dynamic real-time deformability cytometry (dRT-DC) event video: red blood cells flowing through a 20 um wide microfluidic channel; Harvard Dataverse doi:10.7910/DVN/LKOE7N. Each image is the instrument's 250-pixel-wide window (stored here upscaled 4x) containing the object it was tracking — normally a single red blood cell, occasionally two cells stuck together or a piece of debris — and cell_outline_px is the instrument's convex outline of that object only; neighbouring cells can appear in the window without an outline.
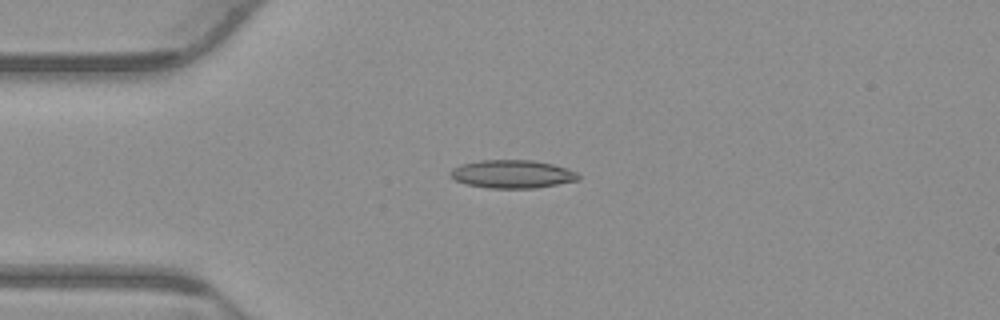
{"species": "common noctule bat (a hibernating species)", "species_latin": "Nyctalus noctula", "temperature_condition": "warm", "stored_images_in_passage": 53, "camera_frame_rate_fps": 3000, "um_per_image_px": 0.085, "animal": {"sex": "male", "body_mass_g": 23.1, "forearm_length_mm": 52.7}, "frame": {"image": 1, "passage_image": 13, "time_ms": 4.0, "image_size_px": [1000, 320], "cell_outline_px": [[580, 180], [536, 188], [488, 188], [468, 184], [456, 180], [448, 176], [448, 172], [452, 168], [460, 164], [480, 160], [532, 160], [552, 164], [576, 172], [580, 176]], "centroid_in_image_um": [43.51, 14.79], "position_along_channel_um": 41.5, "area_um2": 21.04}}
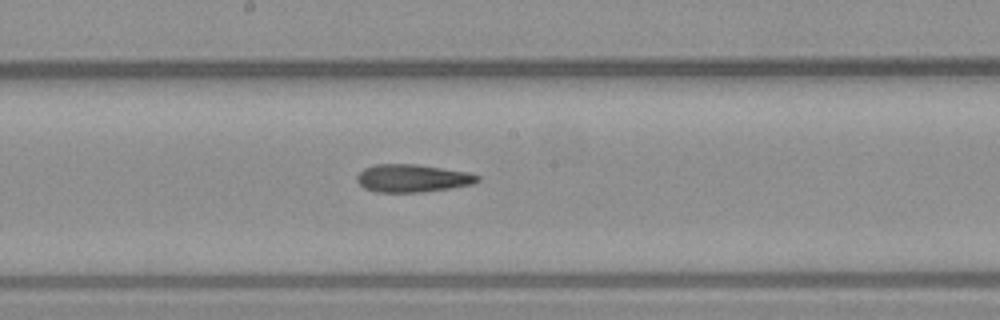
{"frame": {"image": 2, "passage_image": 28, "time_ms": 9.0, "image_size_px": [1000, 320], "cell_outline_px": [[480, 180], [472, 184], [448, 188], [420, 192], [376, 192], [364, 188], [356, 180], [356, 176], [364, 168], [372, 164], [416, 164], [468, 172], [480, 176]], "centroid_in_image_um": [35.02, 15.14], "position_along_channel_um": 213.2, "area_um2": 19.48}}
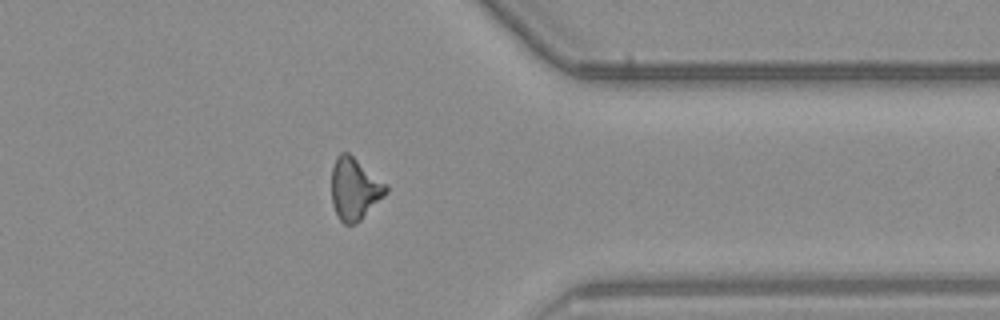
{"frame": {"image": 3, "passage_image": 42, "time_ms": 13.667, "image_size_px": [1000, 320], "cell_outline_px": [[388, 192], [356, 224], [344, 224], [336, 216], [332, 204], [332, 168], [336, 156], [340, 152], [348, 152], [388, 184]], "centroid_in_image_um": [30.14, 16.04], "position_along_channel_um": 381.3, "area_um2": 19.83}, "authors_computed_cell_mechanics": {"area_um2": 19.5942, "velocity_mm_per_s": 3.8642, "shape_relaxation_time_tau1_ms": null, "shape_relaxation_time_tau2_ms": 11.2079, "deformation_change_tau1": null, "deformation_change_tau2": 0.2985}}